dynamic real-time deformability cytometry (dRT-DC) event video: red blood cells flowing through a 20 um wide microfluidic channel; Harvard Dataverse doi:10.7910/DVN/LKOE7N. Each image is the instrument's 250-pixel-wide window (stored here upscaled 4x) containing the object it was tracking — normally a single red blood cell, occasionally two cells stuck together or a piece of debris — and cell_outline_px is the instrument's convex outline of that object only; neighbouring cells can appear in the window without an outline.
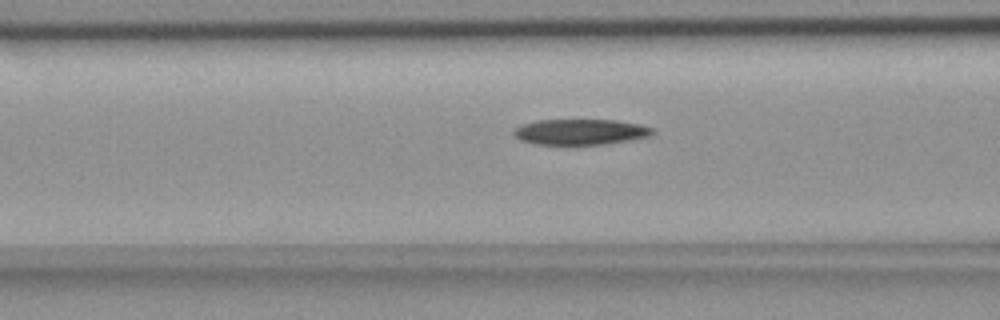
{"species": "common noctule bat (a hibernating species)", "species_latin": "Nyctalus noctula", "temperature_condition": "room temperature", "stored_images_in_passage": 41, "camera_frame_rate_fps": 3000, "um_per_image_px": 0.085, "animal": {"sex": "female", "body_mass_g": 18.4}, "frame": {"image": 1, "passage_image": 11, "time_ms": 3.333, "image_size_px": [1000, 320], "cell_outline_px": [[648, 132], [636, 136], [612, 140], [584, 144], [552, 144], [532, 140], [520, 136], [516, 132], [532, 124], [556, 120], [596, 120], [628, 124], [644, 128]], "centroid_in_image_um": [49.22, 11.19], "position_along_channel_um": 117.4, "area_um2": 16.76}}
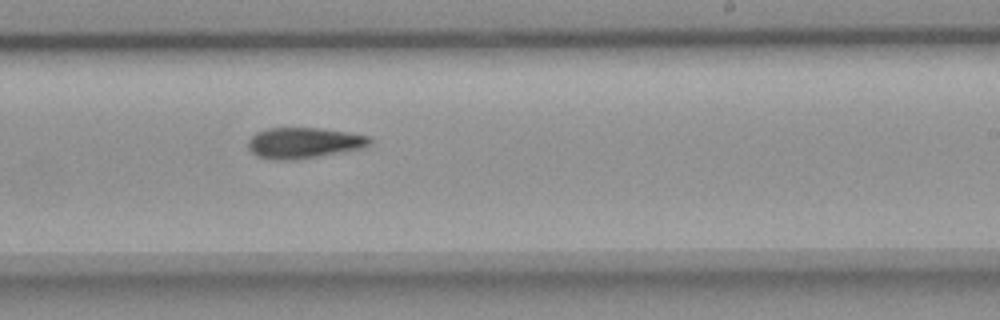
{"frame": {"image": 2, "passage_image": 23, "time_ms": 7.333, "image_size_px": [1000, 320], "cell_outline_px": [[364, 140], [360, 144], [320, 152], [292, 156], [272, 156], [256, 152], [252, 144], [256, 136], [268, 132], [328, 132], [360, 136]], "centroid_in_image_um": [25.67, 12.14], "position_along_channel_um": 263.3, "area_um2": 14.8}}
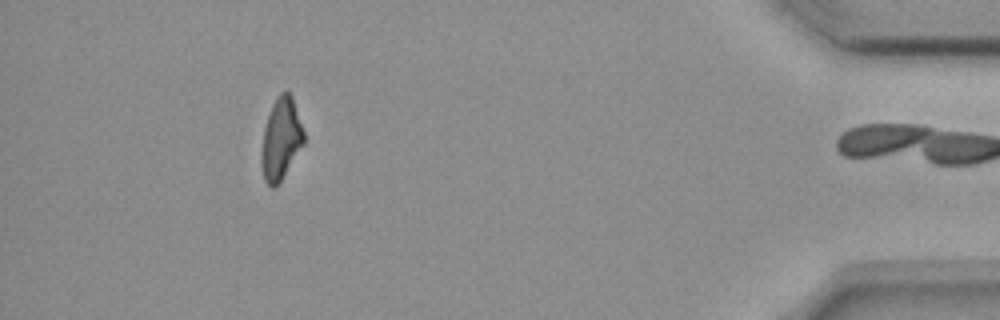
{"frame": {"image": 3, "passage_image": 40, "time_ms": 13.0, "image_size_px": [1000, 320], "cell_outline_px": [[304, 140], [280, 180], [276, 184], [268, 184], [264, 176], [264, 136], [268, 120], [272, 108], [276, 100], [284, 92], [288, 92], [292, 100], [304, 136]], "centroid_in_image_um": [23.91, 11.79], "position_along_channel_um": 411.3, "area_um2": 17.63}}